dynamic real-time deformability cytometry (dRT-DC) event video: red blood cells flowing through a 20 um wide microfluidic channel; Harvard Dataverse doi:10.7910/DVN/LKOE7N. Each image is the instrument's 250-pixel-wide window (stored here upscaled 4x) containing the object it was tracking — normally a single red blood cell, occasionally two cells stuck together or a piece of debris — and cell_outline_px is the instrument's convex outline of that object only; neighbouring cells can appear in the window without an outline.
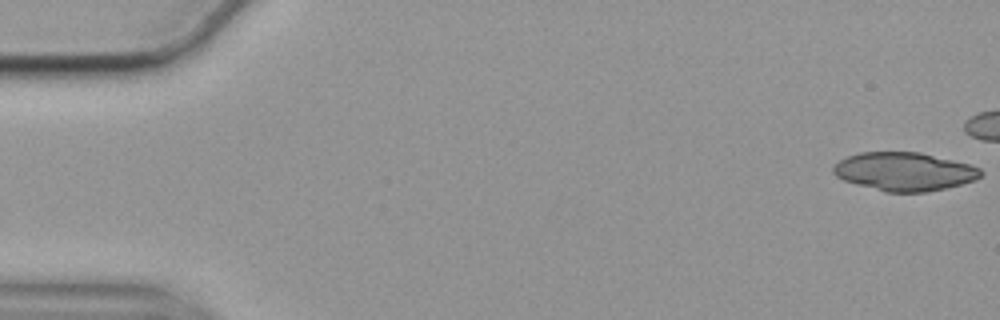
{"species": "common noctule bat (a hibernating species)", "species_latin": "Nyctalus noctula", "temperature_condition": "cold", "stored_images_in_passage": 45, "camera_frame_rate_fps": 3000, "um_per_image_px": 0.085, "animal": {"sex": "female", "body_mass_g": 19.9}, "frame": {"image": 1, "passage_image": 1, "time_ms": 0.0, "image_size_px": [1000, 320], "cell_outline_px": [[984, 172], [976, 180], [928, 192], [884, 192], [856, 184], [844, 180], [836, 176], [832, 172], [832, 168], [840, 160], [848, 156], [860, 152], [920, 152], [968, 164], [980, 168]], "centroid_in_image_um": [76.86, 14.58], "position_along_channel_um": 8.1, "area_um2": 32.89}}